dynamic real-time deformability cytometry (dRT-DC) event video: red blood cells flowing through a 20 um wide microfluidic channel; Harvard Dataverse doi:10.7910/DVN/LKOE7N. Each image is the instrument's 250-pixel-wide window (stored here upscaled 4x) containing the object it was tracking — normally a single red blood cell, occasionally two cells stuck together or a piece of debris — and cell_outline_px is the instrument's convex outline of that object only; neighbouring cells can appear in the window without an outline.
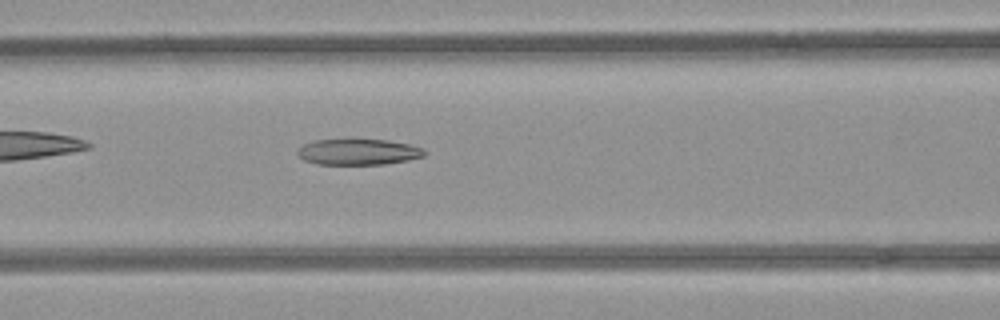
{"species": "common noctule bat (a hibernating species)", "species_latin": "Nyctalus noctula", "temperature_condition": "room temperature", "stored_images_in_passage": 38, "camera_frame_rate_fps": 3000, "um_per_image_px": 0.085, "animal": {"sex": "female", "body_mass_g": 21.9}, "frame": {"image": 1, "passage_image": 8, "time_ms": 2.333, "image_size_px": [1000, 320], "cell_outline_px": [[428, 152], [424, 156], [408, 160], [384, 164], [316, 164], [304, 160], [296, 152], [304, 144], [316, 140], [388, 140], [408, 144], [424, 148]], "centroid_in_image_um": [30.5, 12.92], "position_along_channel_um": 136.1, "area_um2": 19.02}}
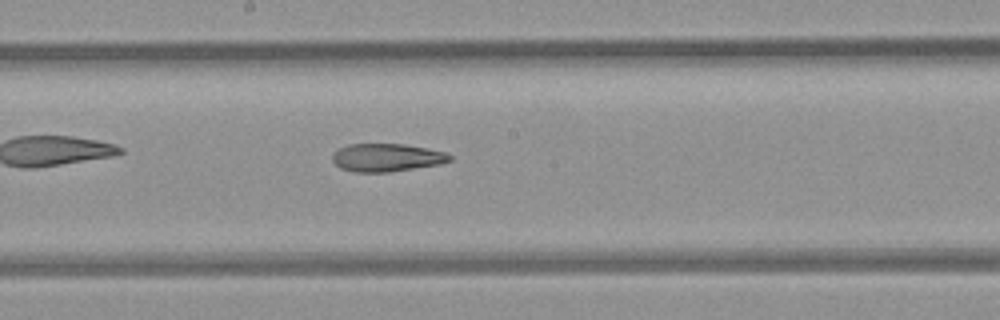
{"frame": {"image": 2, "passage_image": 14, "time_ms": 4.333, "image_size_px": [1000, 320], "cell_outline_px": [[452, 160], [440, 164], [388, 172], [356, 172], [340, 168], [332, 160], [332, 156], [340, 148], [348, 144], [404, 144], [444, 152], [452, 156]], "centroid_in_image_um": [32.86, 13.39], "position_along_channel_um": 215.3, "area_um2": 18.9}}
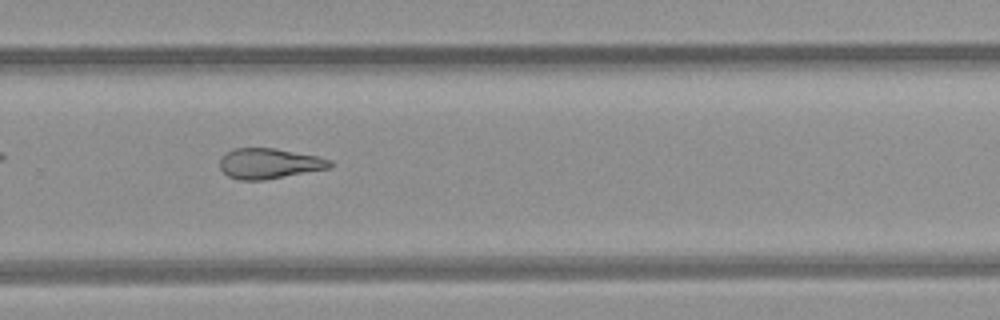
{"frame": {"image": 3, "passage_image": 21, "time_ms": 6.667, "image_size_px": [1000, 320], "cell_outline_px": [[336, 164], [328, 168], [264, 180], [240, 180], [228, 176], [220, 168], [220, 160], [224, 152], [232, 148], [276, 148], [316, 156], [332, 160]], "centroid_in_image_um": [22.86, 13.89], "position_along_channel_um": 306.9, "area_um2": 19.54}, "authors_computed_cell_mechanics": {"area_um2": 20.519, "velocity_mm_per_s": 3.9488, "shape_relaxation_time_tau1_ms": null, "shape_relaxation_time_tau2_ms": 7.1138, "deformation_change_tau1": null, "deformation_change_tau2": 0.1791}}